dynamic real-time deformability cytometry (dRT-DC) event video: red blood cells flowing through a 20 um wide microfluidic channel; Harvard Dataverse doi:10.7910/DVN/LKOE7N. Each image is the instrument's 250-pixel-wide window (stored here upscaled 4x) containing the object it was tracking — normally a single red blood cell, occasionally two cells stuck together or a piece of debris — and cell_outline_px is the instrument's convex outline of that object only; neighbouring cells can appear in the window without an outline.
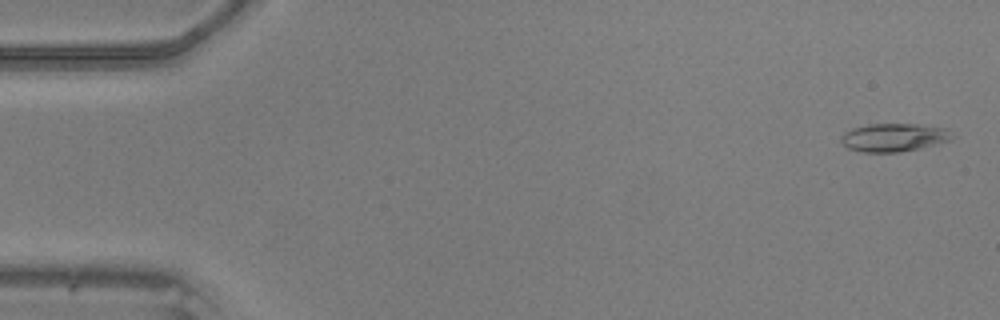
{"species": "common noctule bat (a hibernating species)", "species_latin": "Nyctalus noctula", "temperature_condition": "warm", "stored_images_in_passage": 14, "camera_frame_rate_fps": 3000, "um_per_image_px": 0.085, "animal": {"sex": "male", "body_mass_g": 20.5, "forearm_length_mm": 52.5}, "frame": {"image": 1, "passage_image": 2, "time_ms": 0.333, "image_size_px": [1000, 320], "cell_outline_px": [[956, 136], [952, 140], [920, 148], [900, 152], [864, 152], [848, 148], [840, 140], [840, 136], [844, 132], [852, 128], [868, 124], [916, 124], [948, 128]], "centroid_in_image_um": [76.02, 11.67], "position_along_channel_um": 9.0, "area_um2": 18.44}}
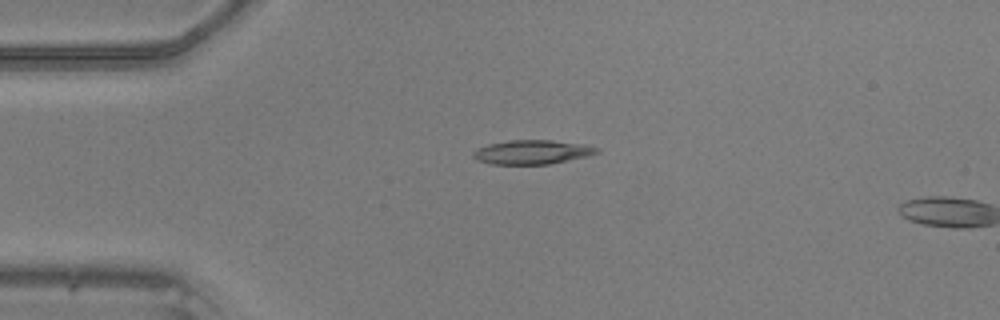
{"frame": {"image": 2, "passage_image": 12, "time_ms": 3.667, "image_size_px": [1000, 320], "cell_outline_px": [[600, 152], [588, 156], [548, 164], [492, 164], [476, 160], [472, 156], [472, 152], [476, 148], [488, 144], [508, 140], [552, 140], [584, 144], [600, 148]], "centroid_in_image_um": [45.22, 12.92], "position_along_channel_um": 39.8, "area_um2": 17.51}}